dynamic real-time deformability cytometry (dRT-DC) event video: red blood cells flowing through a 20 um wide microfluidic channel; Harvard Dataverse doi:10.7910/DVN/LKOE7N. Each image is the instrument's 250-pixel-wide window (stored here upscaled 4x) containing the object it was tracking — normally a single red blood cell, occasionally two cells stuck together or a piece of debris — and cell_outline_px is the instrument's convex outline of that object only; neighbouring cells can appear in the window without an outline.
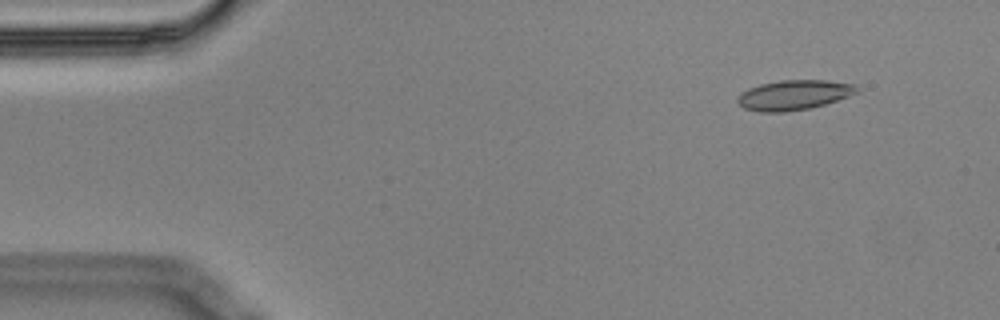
{"species": "Egyptian fruit bat (a non-hibernating species)", "species_latin": "Rousettus aegyptiacus", "temperature_condition": "cold", "stored_images_in_passage": 6, "camera_frame_rate_fps": 3000, "um_per_image_px": 0.085, "animal": {"sex": "male"}, "frame": {"image": 1, "passage_image": 1, "time_ms": 0.0, "image_size_px": [1000, 320], "cell_outline_px": [[856, 92], [848, 96], [824, 104], [808, 108], [784, 112], [760, 112], [744, 108], [736, 100], [740, 92], [748, 88], [760, 84], [780, 80], [824, 80], [856, 84]], "centroid_in_image_um": [67.42, 8.07], "position_along_channel_um": 17.6, "area_um2": 20.58}}
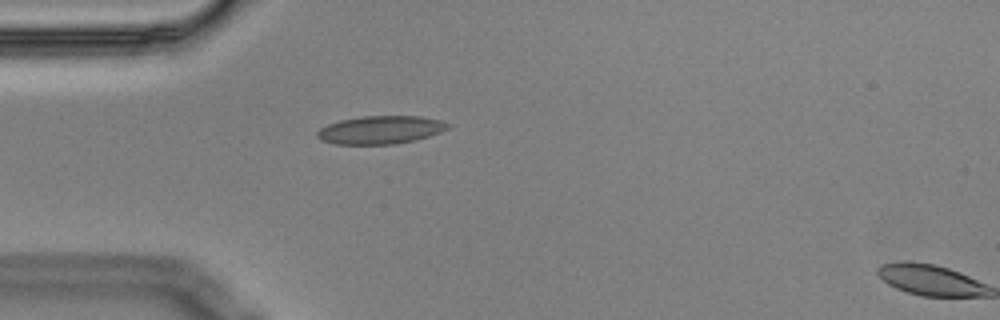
{"frame": {"image": 2, "passage_image": 4, "time_ms": 1.0, "image_size_px": [1000, 320], "cell_outline_px": [[452, 124], [448, 128], [440, 132], [416, 140], [396, 144], [336, 144], [320, 140], [316, 136], [316, 132], [320, 128], [328, 124], [340, 120], [364, 116], [420, 116], [440, 120]], "centroid_in_image_um": [32.34, 11.04], "position_along_channel_um": 52.7, "area_um2": 21.44}}